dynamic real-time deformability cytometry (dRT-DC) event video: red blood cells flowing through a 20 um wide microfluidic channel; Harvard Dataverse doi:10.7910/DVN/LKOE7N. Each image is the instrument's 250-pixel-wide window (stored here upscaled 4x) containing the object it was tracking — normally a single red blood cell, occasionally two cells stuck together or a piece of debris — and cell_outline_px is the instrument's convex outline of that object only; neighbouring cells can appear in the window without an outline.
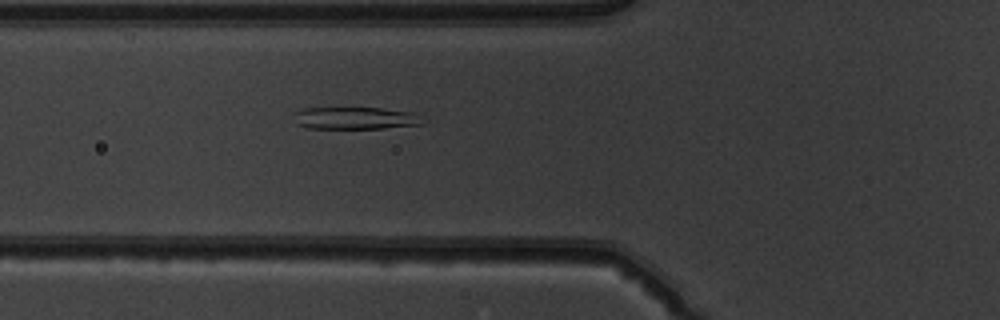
{"species": "common noctule bat (a hibernating species)", "species_latin": "Nyctalus noctula", "temperature_condition": "warm", "stored_images_in_passage": 51, "camera_frame_rate_fps": 3000, "um_per_image_px": 0.085, "animal": {"sex": "male", "body_mass_g": 19.5, "forearm_length_mm": 54.6}, "frame": {"image": 1, "passage_image": 19, "time_ms": 6.0, "image_size_px": [1000, 320], "cell_outline_px": [[424, 124], [384, 128], [308, 128], [296, 124], [296, 112], [304, 108], [380, 108], [416, 112]], "centroid_in_image_um": [30.24, 10.04], "position_along_channel_um": 95.6, "area_um2": 16.53}}
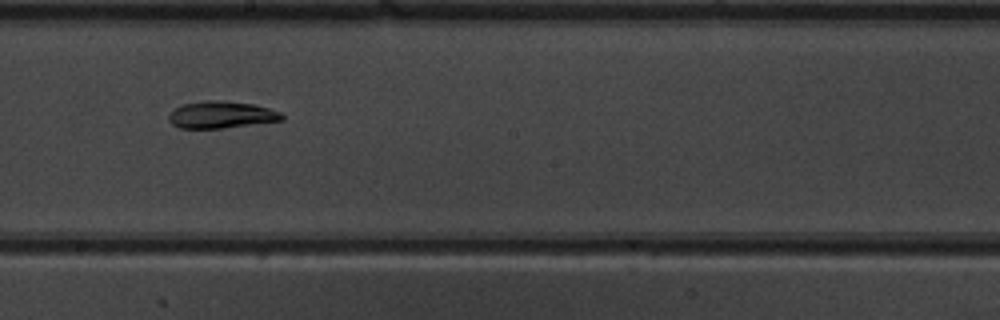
{"frame": {"image": 2, "passage_image": 29, "time_ms": 9.333, "image_size_px": [1000, 320], "cell_outline_px": [[284, 120], [224, 128], [180, 128], [172, 124], [168, 120], [168, 112], [184, 104], [208, 100], [216, 100], [252, 104], [268, 108], [280, 112], [284, 116]], "centroid_in_image_um": [18.79, 9.76], "position_along_channel_um": 229.4, "area_um2": 17.69}}
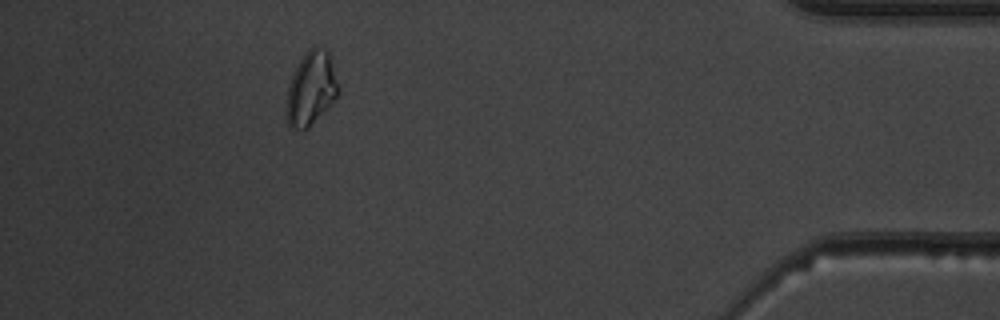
{"frame": {"image": 3, "passage_image": 46, "time_ms": 15.0, "image_size_px": [1000, 320], "cell_outline_px": [[340, 88], [336, 96], [308, 128], [288, 128], [288, 88], [292, 72], [304, 52], [308, 48], [316, 44], [328, 52], [340, 84]], "centroid_in_image_um": [26.46, 7.43], "position_along_channel_um": 408.7, "area_um2": 21.96}, "authors_computed_cell_mechanics": {"area_um2": 20.1722, "velocity_mm_per_s": 4.0085, "shape_relaxation_time_tau1_ms": 5.2936, "shape_relaxation_time_tau2_ms": 4.6484, "deformation_change_tau1": 0.1945, "deformation_change_tau2": 0.1238}}